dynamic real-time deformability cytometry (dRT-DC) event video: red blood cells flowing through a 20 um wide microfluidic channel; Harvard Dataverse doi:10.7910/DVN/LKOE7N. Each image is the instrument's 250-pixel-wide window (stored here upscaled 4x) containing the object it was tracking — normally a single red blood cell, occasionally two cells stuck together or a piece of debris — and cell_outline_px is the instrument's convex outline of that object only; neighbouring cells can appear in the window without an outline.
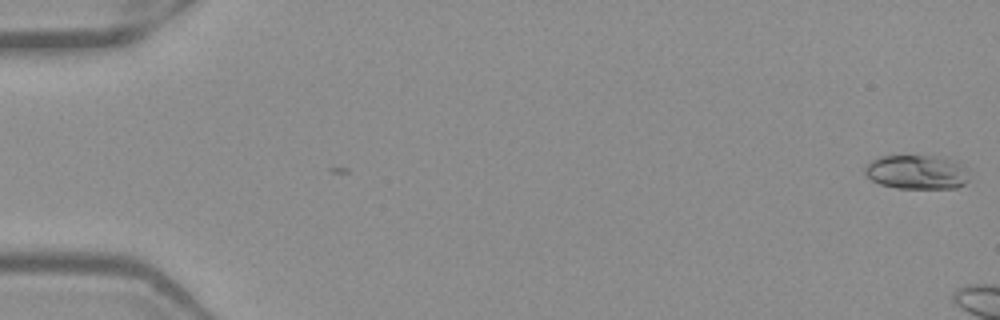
{"species": "Egyptian fruit bat (a non-hibernating species)", "species_latin": "Rousettus aegyptiacus", "temperature_condition": "warm", "stored_images_in_passage": 6, "camera_frame_rate_fps": 3000, "um_per_image_px": 0.085, "frame": {"image": 1, "passage_image": 1, "time_ms": 0.0, "image_size_px": [1000, 320], "cell_outline_px": [[968, 180], [964, 184], [956, 188], [896, 188], [880, 184], [864, 176], [864, 168], [872, 160], [880, 156], [944, 156], [956, 160], [964, 164], [968, 168]], "centroid_in_image_um": [77.96, 14.62], "position_along_channel_um": 7.0, "area_um2": 21.21}}